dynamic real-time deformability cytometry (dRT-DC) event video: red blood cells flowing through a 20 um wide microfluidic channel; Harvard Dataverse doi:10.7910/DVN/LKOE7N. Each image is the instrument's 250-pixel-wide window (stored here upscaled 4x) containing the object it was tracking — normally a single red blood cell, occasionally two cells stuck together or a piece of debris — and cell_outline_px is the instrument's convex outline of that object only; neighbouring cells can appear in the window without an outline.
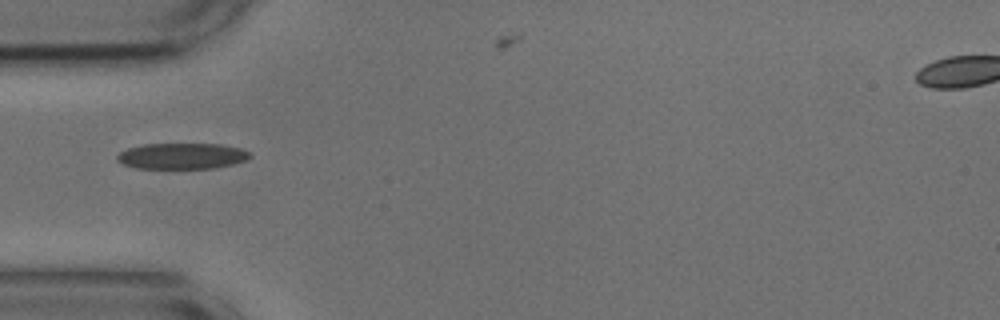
{"species": "common noctule bat (a hibernating species)", "species_latin": "Nyctalus noctula", "temperature_condition": "cold", "stored_images_in_passage": 3, "camera_frame_rate_fps": 3000, "um_per_image_px": 0.085, "animal": {"sex": "male", "body_mass_g": 17.9, "forearm_length_mm": 54.2}, "frame": {"image": 1, "passage_image": 1, "time_ms": 0.0, "image_size_px": [1000, 320], "cell_outline_px": [[252, 156], [248, 160], [232, 164], [212, 168], [136, 168], [124, 164], [116, 160], [116, 156], [120, 152], [128, 148], [144, 144], [220, 144], [240, 148], [252, 152]], "centroid_in_image_um": [15.5, 13.26], "position_along_channel_um": 69.5, "area_um2": 20.11}}